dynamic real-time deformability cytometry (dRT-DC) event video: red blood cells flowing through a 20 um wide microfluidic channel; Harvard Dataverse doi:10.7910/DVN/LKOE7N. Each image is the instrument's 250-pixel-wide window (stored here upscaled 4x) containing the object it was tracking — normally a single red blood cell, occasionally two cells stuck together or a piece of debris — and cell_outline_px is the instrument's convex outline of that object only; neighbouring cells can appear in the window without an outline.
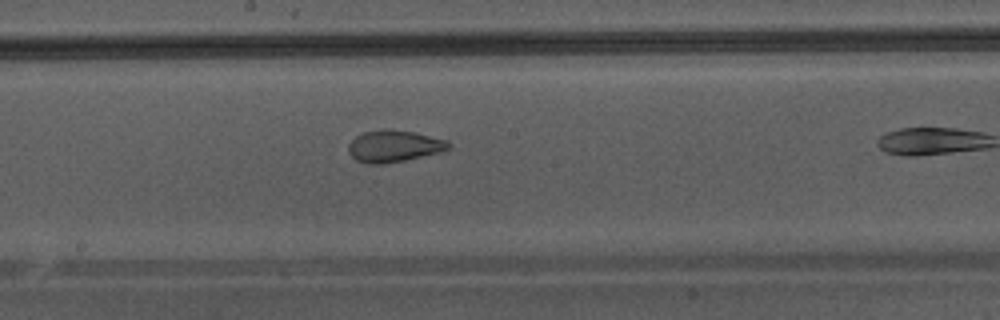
{"species": "Egyptian fruit bat (a non-hibernating species)", "species_latin": "Rousettus aegyptiacus", "temperature_condition": "warm", "stored_images_in_passage": 29, "camera_frame_rate_fps": 3000, "um_per_image_px": 0.085, "animal": {"sex": "male"}, "frame": {"image": 1, "passage_image": 17, "time_ms": 5.333, "image_size_px": [1000, 320], "cell_outline_px": [[452, 148], [440, 152], [404, 160], [384, 164], [368, 164], [356, 160], [348, 152], [348, 144], [356, 136], [364, 132], [388, 128], [416, 132], [448, 140], [452, 144]], "centroid_in_image_um": [33.51, 12.41], "position_along_channel_um": 214.7, "area_um2": 18.79}}